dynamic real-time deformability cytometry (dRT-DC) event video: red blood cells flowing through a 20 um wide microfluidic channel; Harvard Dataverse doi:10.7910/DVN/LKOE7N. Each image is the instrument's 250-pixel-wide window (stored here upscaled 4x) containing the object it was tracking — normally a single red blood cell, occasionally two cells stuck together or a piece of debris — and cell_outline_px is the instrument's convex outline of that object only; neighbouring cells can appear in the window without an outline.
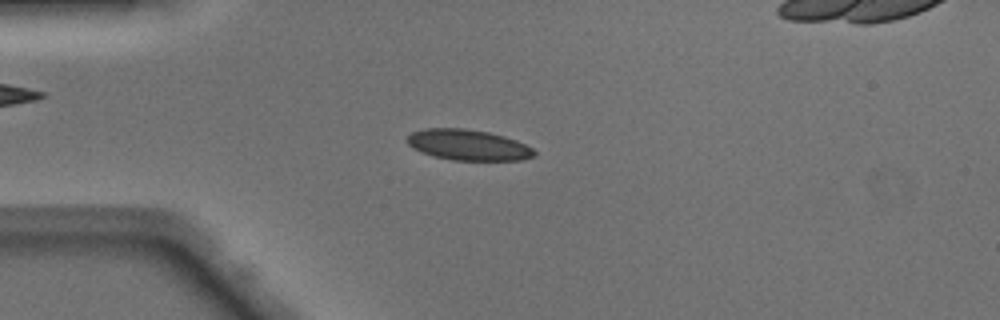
{"species": "Egyptian fruit bat (a non-hibernating species)", "species_latin": "Rousettus aegyptiacus", "temperature_condition": "warm", "stored_images_in_passage": 40, "camera_frame_rate_fps": 3000, "um_per_image_px": 0.085, "animal": {"sex": "male"}, "frame": {"image": 1, "passage_image": 3, "time_ms": 0.667, "image_size_px": [1000, 320], "cell_outline_px": [[536, 156], [520, 160], [452, 160], [432, 156], [412, 148], [408, 144], [408, 136], [412, 132], [424, 128], [464, 128], [488, 132], [504, 136], [516, 140], [532, 148], [536, 152]], "centroid_in_image_um": [39.79, 12.32], "position_along_channel_um": 45.2, "area_um2": 22.77}}
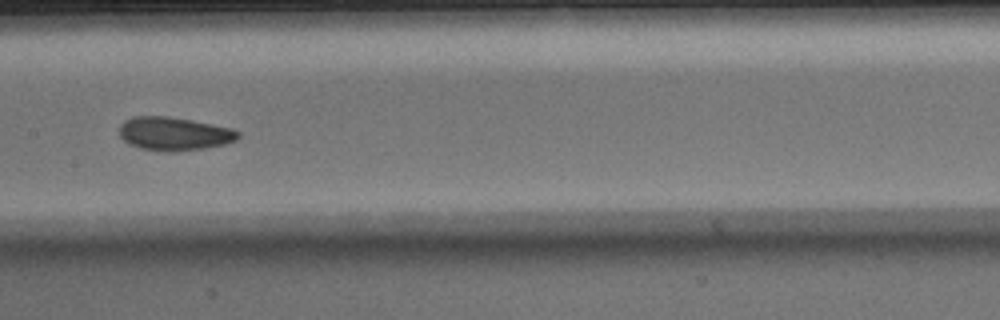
{"frame": {"image": 2, "passage_image": 15, "time_ms": 4.667, "image_size_px": [1000, 320], "cell_outline_px": [[240, 136], [236, 140], [224, 144], [204, 148], [176, 152], [168, 152], [140, 148], [128, 144], [120, 136], [120, 124], [124, 120], [132, 116], [168, 116], [192, 120], [232, 128], [240, 132]], "centroid_in_image_um": [14.79, 11.36], "position_along_channel_um": 192.6, "area_um2": 23.29}}
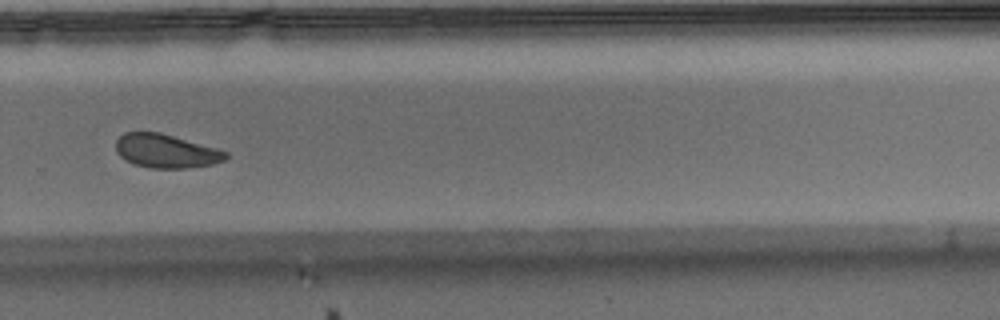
{"frame": {"image": 3, "passage_image": 24, "time_ms": 7.667, "image_size_px": [1000, 320], "cell_outline_px": [[228, 156], [224, 160], [212, 164], [188, 168], [152, 168], [136, 164], [120, 156], [116, 152], [116, 140], [124, 132], [160, 132], [216, 148], [228, 152]], "centroid_in_image_um": [14.11, 12.83], "position_along_channel_um": 315.7, "area_um2": 21.39}, "authors_computed_cell_mechanics": {"area_um2": 22.9177, "velocity_mm_per_s": 4.1116, "shape_relaxation_time_tau1_ms": 2.5947, "shape_relaxation_time_tau2_ms": 1.8078, "deformation_change_tau1": 0.0848, "deformation_change_tau2": 0.0602}}